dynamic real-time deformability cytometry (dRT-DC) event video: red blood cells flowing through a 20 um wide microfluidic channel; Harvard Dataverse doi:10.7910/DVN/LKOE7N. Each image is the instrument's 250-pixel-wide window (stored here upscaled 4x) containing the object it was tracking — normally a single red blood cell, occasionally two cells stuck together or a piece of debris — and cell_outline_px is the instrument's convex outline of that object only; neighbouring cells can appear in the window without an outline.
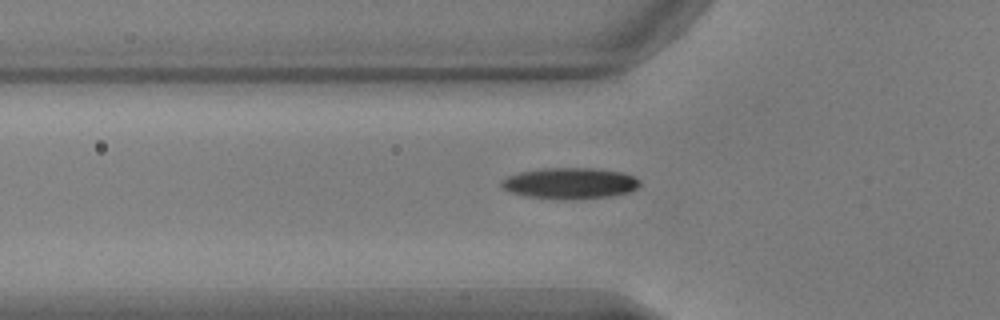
{"species": "common noctule bat (a hibernating species)", "species_latin": "Nyctalus noctula", "temperature_condition": "warm", "stored_images_in_passage": 37, "camera_frame_rate_fps": 3000, "um_per_image_px": 0.085, "animal": {"sex": "male", "body_mass_g": 17.9, "forearm_length_mm": 54.2}, "frame": {"image": 1, "passage_image": 6, "time_ms": 1.667, "image_size_px": [1000, 320], "cell_outline_px": [[640, 184], [636, 188], [628, 192], [612, 196], [560, 200], [552, 200], [528, 196], [512, 192], [504, 188], [500, 184], [500, 180], [508, 176], [520, 172], [540, 168], [592, 168], [624, 172], [636, 176], [640, 180]], "centroid_in_image_um": [48.46, 15.57], "position_along_channel_um": 77.3, "area_um2": 25.26}}
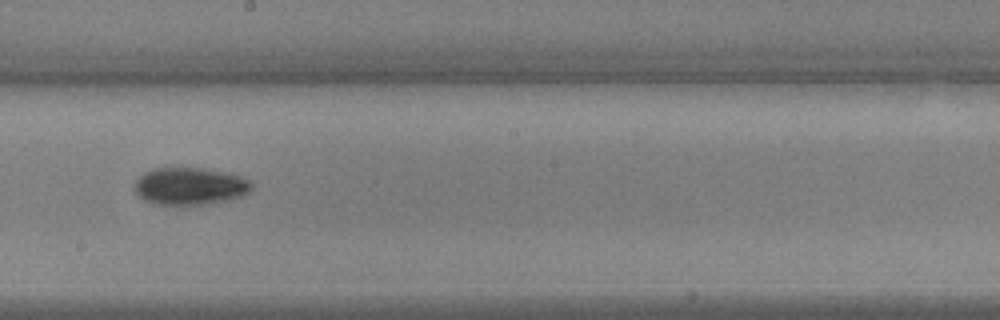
{"frame": {"image": 2, "passage_image": 18, "time_ms": 5.667, "image_size_px": [1000, 320], "cell_outline_px": [[252, 188], [248, 192], [240, 196], [228, 200], [208, 204], [156, 204], [144, 200], [136, 192], [136, 180], [144, 172], [156, 168], [204, 168], [224, 172], [240, 176], [248, 180], [252, 184]], "centroid_in_image_um": [16.15, 15.82], "position_along_channel_um": 232.0, "area_um2": 25.14}}
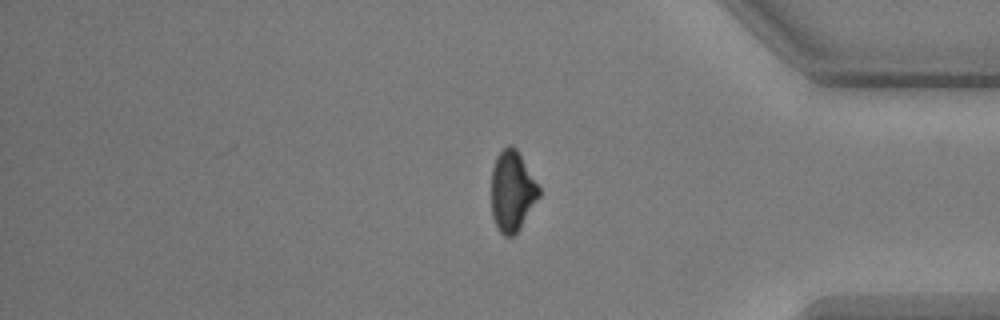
{"frame": {"image": 3, "passage_image": 32, "time_ms": 10.333, "image_size_px": [1000, 320], "cell_outline_px": [[540, 196], [520, 228], [512, 236], [504, 236], [496, 228], [492, 216], [492, 168], [496, 156], [508, 144], [512, 144], [516, 148], [540, 188]], "centroid_in_image_um": [43.53, 16.25], "position_along_channel_um": 391.7, "area_um2": 22.31}}